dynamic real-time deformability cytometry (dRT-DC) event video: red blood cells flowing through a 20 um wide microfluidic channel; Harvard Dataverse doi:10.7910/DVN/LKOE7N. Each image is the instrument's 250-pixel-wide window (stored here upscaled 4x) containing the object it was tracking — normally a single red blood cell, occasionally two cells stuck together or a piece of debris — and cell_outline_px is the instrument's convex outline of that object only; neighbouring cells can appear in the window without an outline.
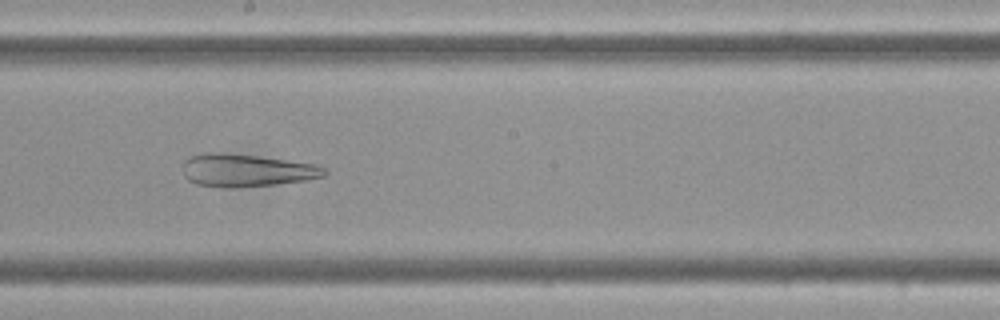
{"species": "Egyptian fruit bat (a non-hibernating species)", "species_latin": "Rousettus aegyptiacus", "temperature_condition": "cold", "stored_images_in_passage": 39, "camera_frame_rate_fps": 3000, "um_per_image_px": 0.085, "frame": {"image": 1, "passage_image": 14, "time_ms": 4.333, "image_size_px": [1000, 320], "cell_outline_px": [[328, 172], [324, 176], [304, 180], [240, 188], [224, 188], [196, 184], [188, 180], [184, 176], [184, 160], [188, 156], [200, 152], [220, 152], [256, 156], [316, 164], [324, 168]], "centroid_in_image_um": [20.88, 14.47], "position_along_channel_um": 227.3, "area_um2": 27.05}}
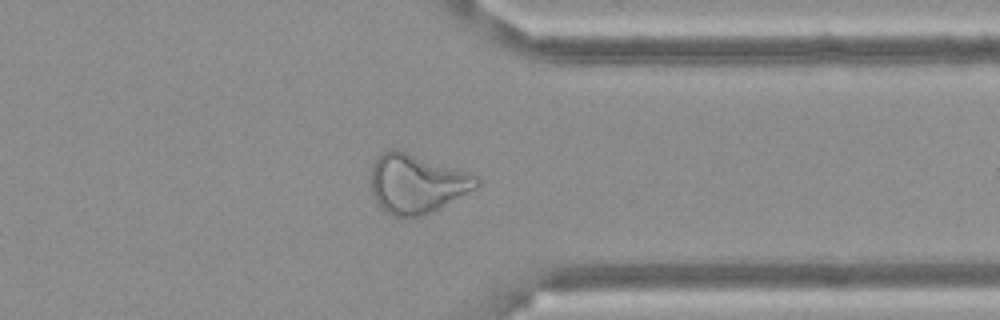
{"frame": {"image": 2, "passage_image": 27, "time_ms": 8.667, "image_size_px": [1000, 320], "cell_outline_px": [[480, 184], [476, 188], [440, 208], [424, 216], [404, 220], [400, 220], [392, 216], [380, 208], [372, 192], [372, 168], [376, 156], [388, 148], [396, 148], [480, 176]], "centroid_in_image_um": [35.41, 15.63], "position_along_channel_um": 376.0, "area_um2": 37.05}}
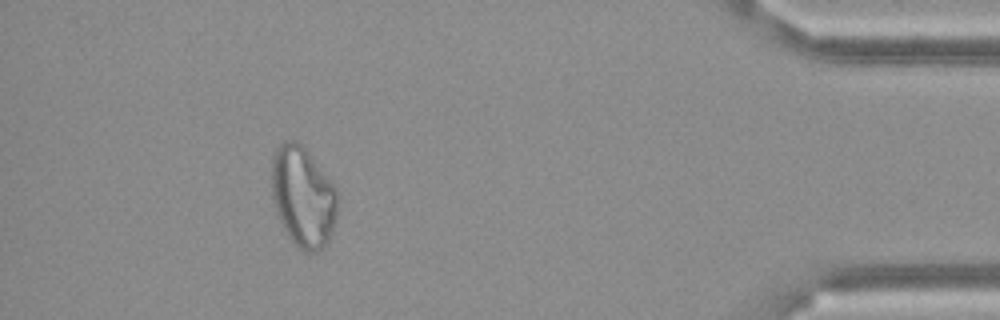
{"frame": {"image": 3, "passage_image": 34, "time_ms": 11.0, "image_size_px": [1000, 320], "cell_outline_px": [[340, 192], [336, 216], [328, 240], [324, 248], [316, 252], [304, 252], [288, 236], [276, 212], [272, 200], [272, 156], [276, 148], [284, 140], [296, 140], [308, 152]], "centroid_in_image_um": [25.76, 16.72], "position_along_channel_um": 409.4, "area_um2": 38.73}}